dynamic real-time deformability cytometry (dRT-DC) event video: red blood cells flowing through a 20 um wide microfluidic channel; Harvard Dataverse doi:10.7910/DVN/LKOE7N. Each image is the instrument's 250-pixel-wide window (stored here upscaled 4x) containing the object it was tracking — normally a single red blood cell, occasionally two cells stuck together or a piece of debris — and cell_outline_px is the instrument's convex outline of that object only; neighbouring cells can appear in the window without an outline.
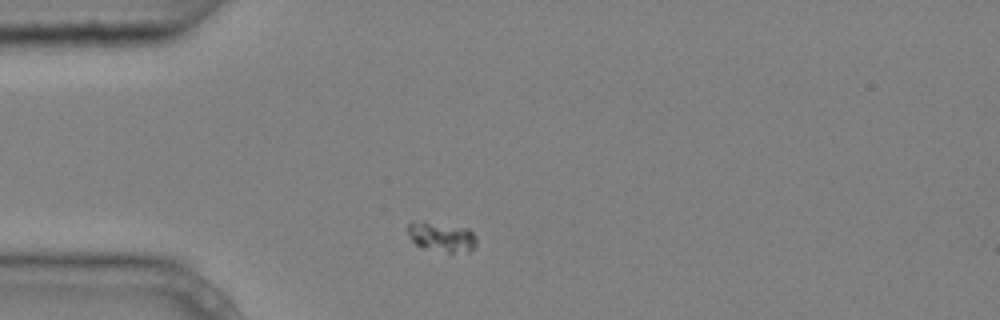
{"species": "common noctule bat (a hibernating species)", "species_latin": "Nyctalus noctula", "temperature_condition": "cold", "stored_images_in_passage": 1, "camera_frame_rate_fps": 3000, "um_per_image_px": 0.085, "animal": {"sex": "male", "body_mass_g": 20.4}, "frame": {"image": 1, "passage_image": 1, "time_ms": 0.0, "image_size_px": [1000, 320], "cell_outline_px": [[476, 244], [468, 252], [448, 252], [424, 248], [416, 244], [412, 240], [408, 232], [408, 224], [412, 220], [424, 220], [468, 228], [476, 236]], "centroid_in_image_um": [37.52, 20.1], "position_along_channel_um": 47.5, "area_um2": 12.02}}